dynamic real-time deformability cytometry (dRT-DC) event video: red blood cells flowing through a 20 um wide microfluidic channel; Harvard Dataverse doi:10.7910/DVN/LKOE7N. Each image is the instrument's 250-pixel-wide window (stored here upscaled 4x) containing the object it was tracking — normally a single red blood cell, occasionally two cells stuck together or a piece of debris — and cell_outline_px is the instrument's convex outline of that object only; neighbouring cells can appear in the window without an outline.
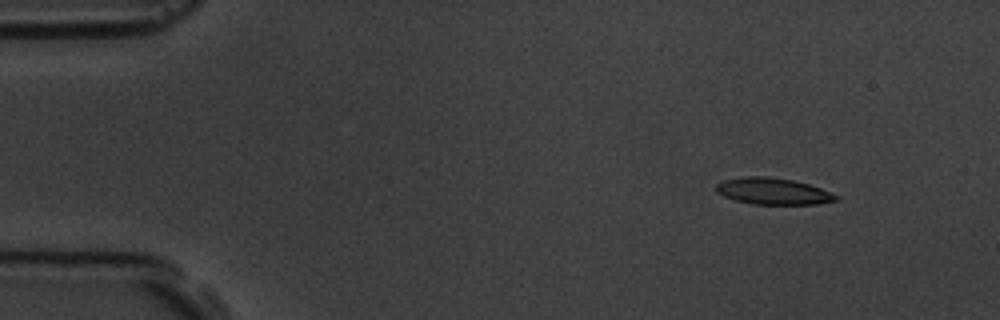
{"species": "common noctule bat (a hibernating species)", "species_latin": "Nyctalus noctula", "temperature_condition": "room temperature", "stored_images_in_passage": 4, "camera_frame_rate_fps": 3000, "um_per_image_px": 0.085, "animal": {"sex": "male", "body_mass_g": 19.5, "forearm_length_mm": 54.6}, "frame": {"image": 1, "passage_image": 2, "time_ms": 1.333, "image_size_px": [1000, 320], "cell_outline_px": [[840, 200], [816, 204], [752, 204], [736, 200], [724, 196], [716, 192], [716, 184], [724, 180], [744, 176], [764, 176], [792, 180], [808, 184], [820, 188], [840, 196]], "centroid_in_image_um": [65.72, 16.26], "position_along_channel_um": 19.3, "area_um2": 18.5}}